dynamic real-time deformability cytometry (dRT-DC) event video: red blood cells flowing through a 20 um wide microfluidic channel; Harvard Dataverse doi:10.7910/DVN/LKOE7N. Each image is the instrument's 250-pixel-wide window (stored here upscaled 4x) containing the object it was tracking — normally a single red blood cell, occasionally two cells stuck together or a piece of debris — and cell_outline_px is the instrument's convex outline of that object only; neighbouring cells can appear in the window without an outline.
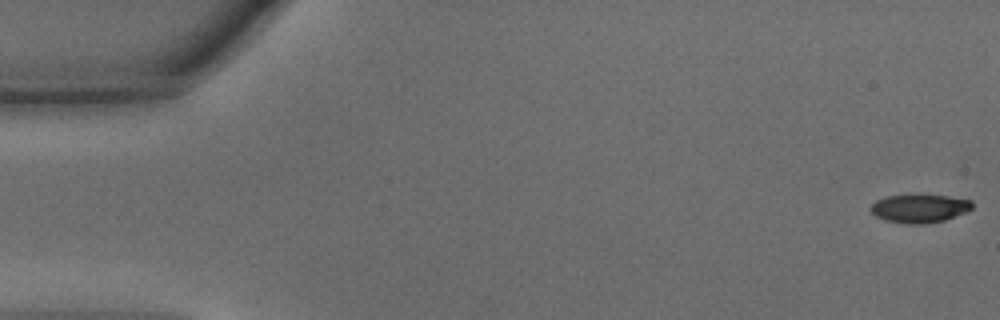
{"species": "common noctule bat (a hibernating species)", "species_latin": "Nyctalus noctula", "temperature_condition": "warm", "stored_images_in_passage": 47, "camera_frame_rate_fps": 3000, "um_per_image_px": 0.085, "animal": {"sex": "male", "body_mass_g": 15.6}, "frame": {"image": 1, "passage_image": 1, "time_ms": 0.0, "image_size_px": [1000, 320], "cell_outline_px": [[972, 208], [968, 212], [944, 220], [928, 224], [908, 224], [884, 220], [876, 216], [868, 208], [876, 200], [884, 196], [948, 196], [972, 200]], "centroid_in_image_um": [78.16, 17.74], "position_along_channel_um": 6.8, "area_um2": 16.7}}
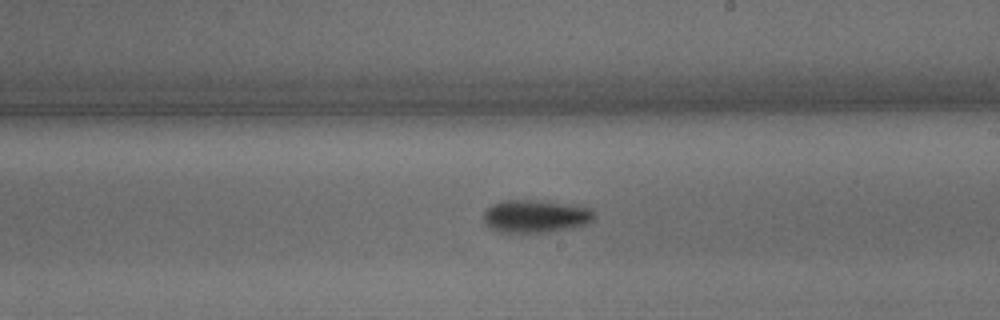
{"frame": {"image": 2, "passage_image": 27, "time_ms": 8.667, "image_size_px": [1000, 320], "cell_outline_px": [[592, 220], [588, 224], [548, 232], [500, 232], [484, 224], [484, 212], [492, 204], [500, 200], [536, 200], [592, 208]], "centroid_in_image_um": [45.47, 18.38], "position_along_channel_um": 243.5, "area_um2": 20.87}}
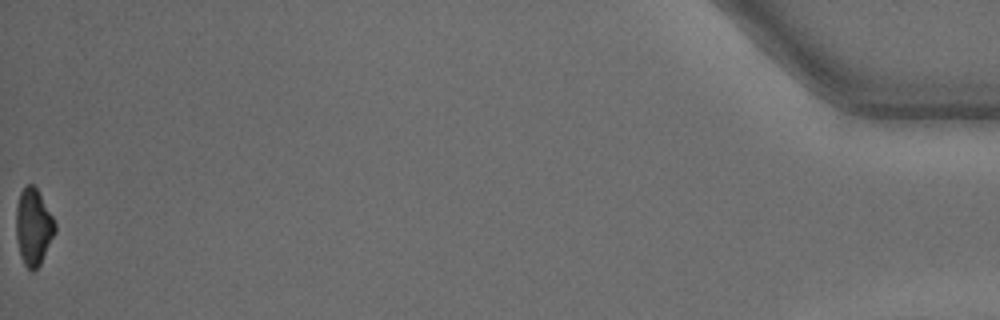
{"frame": {"image": 3, "passage_image": 47, "time_ms": 15.333, "image_size_px": [1000, 320], "cell_outline_px": [[56, 232], [40, 264], [32, 272], [24, 264], [20, 256], [16, 240], [16, 208], [20, 192], [24, 184], [32, 184], [36, 188], [52, 216], [56, 224]], "centroid_in_image_um": [2.82, 19.29], "position_along_channel_um": 432.4, "area_um2": 17.4}, "authors_computed_cell_mechanics": {"area_um2": 19.3052, "velocity_mm_per_s": 4.3524, "shape_relaxation_time_tau1_ms": 1.8893, "shape_relaxation_time_tau2_ms": null, "deformation_change_tau1": 0.1303, "deformation_change_tau2": null}}